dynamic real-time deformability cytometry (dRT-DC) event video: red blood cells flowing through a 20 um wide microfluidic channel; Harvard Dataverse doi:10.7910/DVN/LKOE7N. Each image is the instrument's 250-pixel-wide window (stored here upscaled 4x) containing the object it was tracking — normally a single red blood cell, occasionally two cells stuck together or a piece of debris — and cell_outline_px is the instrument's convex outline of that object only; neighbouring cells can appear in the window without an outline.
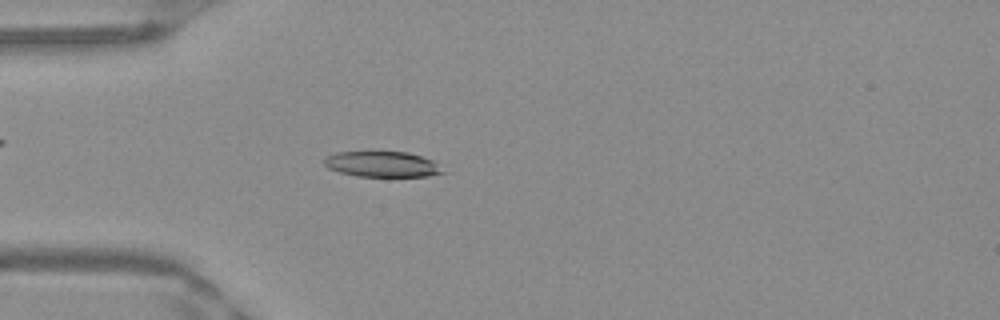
{"species": "Egyptian fruit bat (a non-hibernating species)", "species_latin": "Rousettus aegyptiacus", "temperature_condition": "warm", "stored_images_in_passage": 50, "camera_frame_rate_fps": 3000, "um_per_image_px": 0.085, "frame": {"image": 1, "passage_image": 14, "time_ms": 4.333, "image_size_px": [1000, 320], "cell_outline_px": [[448, 172], [428, 176], [356, 176], [340, 172], [328, 168], [324, 164], [324, 156], [336, 152], [408, 152], [432, 160]], "centroid_in_image_um": [32.49, 13.96], "position_along_channel_um": 52.5, "area_um2": 17.69}}
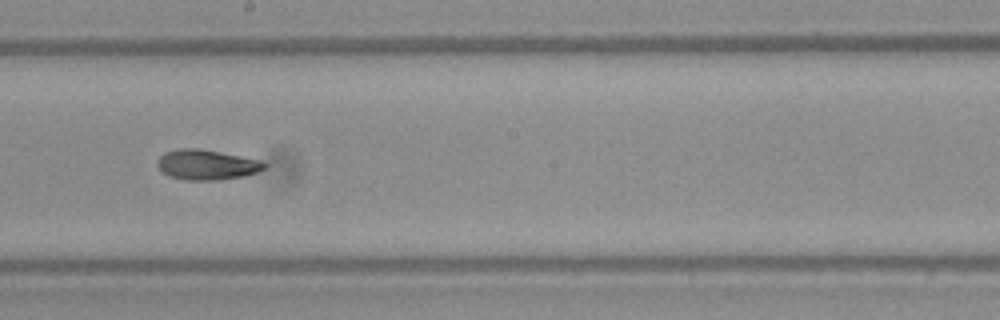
{"frame": {"image": 2, "passage_image": 28, "time_ms": 9.0, "image_size_px": [1000, 320], "cell_outline_px": [[268, 164], [264, 168], [256, 172], [244, 176], [216, 180], [184, 180], [168, 176], [156, 164], [156, 160], [164, 152], [180, 148], [200, 148], [260, 160]], "centroid_in_image_um": [17.54, 14.0], "position_along_channel_um": 230.7, "area_um2": 18.79}}
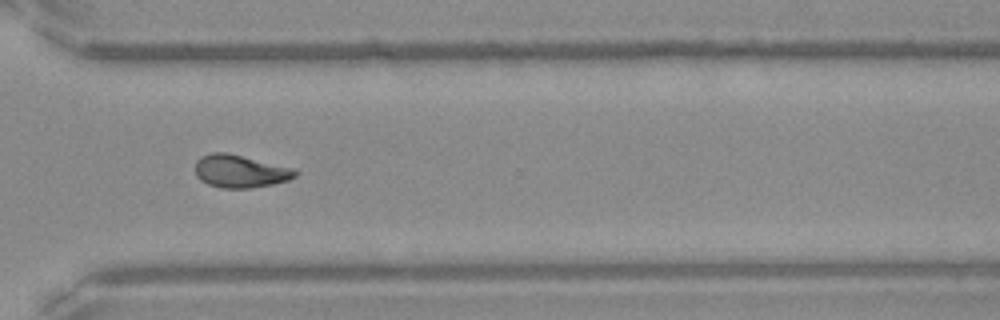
{"frame": {"image": 3, "passage_image": 37, "time_ms": 12.0, "image_size_px": [1000, 320], "cell_outline_px": [[300, 172], [296, 176], [288, 180], [272, 184], [248, 188], [220, 188], [208, 184], [200, 180], [196, 176], [196, 160], [200, 156], [212, 152], [224, 152], [292, 168]], "centroid_in_image_um": [20.38, 14.56], "position_along_channel_um": 350.2, "area_um2": 18.9}, "authors_computed_cell_mechanics": {"area_um2": 18.6694, "velocity_mm_per_s": 3.9908, "shape_relaxation_time_tau1_ms": null, "shape_relaxation_time_tau2_ms": 3.2254, "deformation_change_tau1": null, "deformation_change_tau2": 0.1009}}